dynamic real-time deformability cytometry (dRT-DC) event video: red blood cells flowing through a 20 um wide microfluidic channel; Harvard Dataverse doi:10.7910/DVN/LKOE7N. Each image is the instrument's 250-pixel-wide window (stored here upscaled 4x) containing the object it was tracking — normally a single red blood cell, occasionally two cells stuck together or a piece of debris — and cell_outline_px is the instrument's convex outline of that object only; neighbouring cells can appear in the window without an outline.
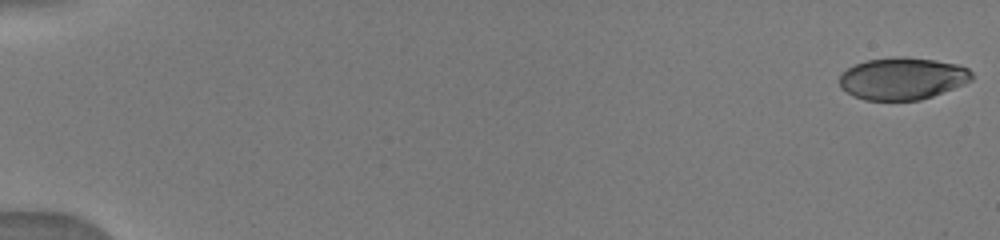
{"species": "human", "species_latin": "Homo sapiens", "temperature_condition": "warm", "stored_images_in_passage": 30, "camera_frame_rate_fps": 3000, "um_per_image_px": 0.085, "donor": {"sex": "male"}, "frame": {"image": 1, "passage_image": 1, "time_ms": 0.0, "image_size_px": [1000, 240], "cell_outline_px": [[972, 80], [964, 84], [932, 96], [920, 100], [864, 100], [840, 88], [840, 76], [848, 68], [856, 64], [868, 60], [896, 56], [904, 56], [936, 60], [956, 64], [968, 68], [972, 72]], "centroid_in_image_um": [76.73, 6.67], "position_along_channel_um": 8.3, "area_um2": 32.37}}
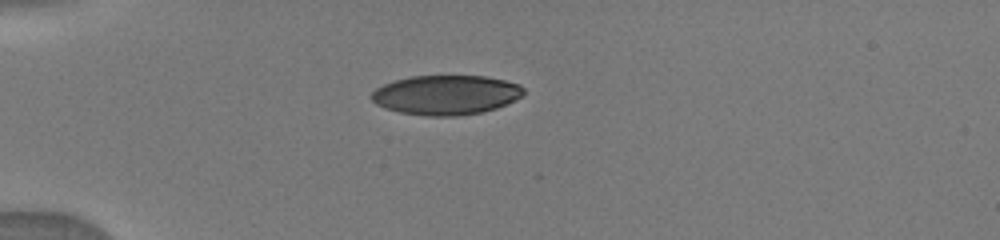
{"frame": {"image": 2, "passage_image": 21, "time_ms": 4.667, "image_size_px": [1000, 240], "cell_outline_px": [[524, 92], [520, 96], [496, 108], [480, 112], [456, 116], [428, 116], [400, 112], [376, 104], [372, 100], [372, 92], [376, 88], [384, 84], [396, 80], [412, 76], [484, 76], [504, 80], [520, 84], [524, 88]], "centroid_in_image_um": [37.9, 8.06], "position_along_channel_um": 47.1, "area_um2": 34.62}}
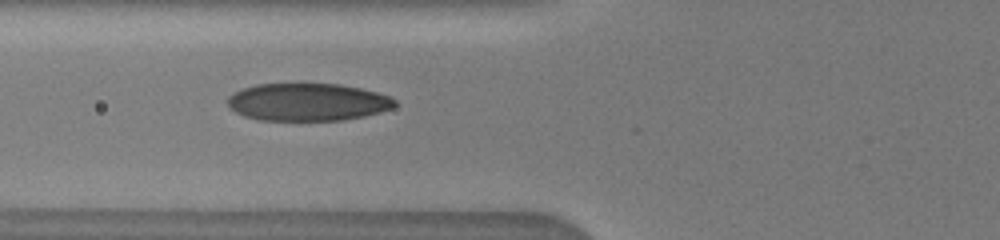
{"frame": {"image": 3, "passage_image": 29, "time_ms": 6.667, "image_size_px": [1000, 240], "cell_outline_px": [[396, 104], [392, 108], [380, 112], [364, 116], [340, 120], [256, 120], [244, 116], [236, 112], [228, 104], [228, 96], [240, 88], [256, 84], [340, 84], [360, 88], [392, 96], [396, 100]], "centroid_in_image_um": [26.15, 8.67], "position_along_channel_um": 99.7, "area_um2": 36.7}}